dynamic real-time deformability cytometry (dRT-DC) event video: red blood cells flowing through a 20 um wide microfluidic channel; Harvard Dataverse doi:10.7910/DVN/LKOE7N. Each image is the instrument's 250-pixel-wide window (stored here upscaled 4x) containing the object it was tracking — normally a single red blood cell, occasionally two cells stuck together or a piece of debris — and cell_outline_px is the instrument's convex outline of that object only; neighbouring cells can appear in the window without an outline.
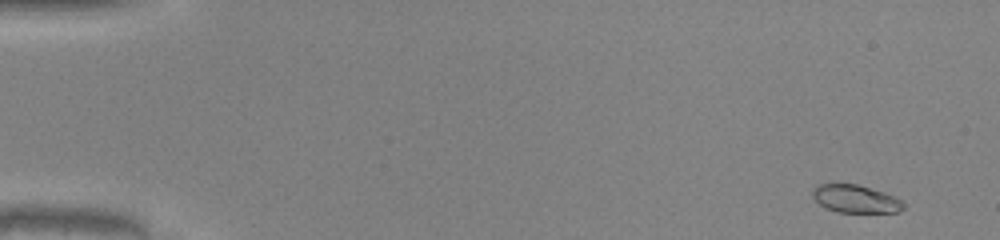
{"species": "common noctule bat (a hibernating species)", "species_latin": "Nyctalus noctula", "temperature_condition": "warm", "stored_images_in_passage": 50, "camera_frame_rate_fps": 3000, "um_per_image_px": 0.085, "animal": {"sex": "male", "body_mass_g": 20.0, "forearm_length_mm": 53.3}, "frame": {"image": 1, "passage_image": 2, "time_ms": 0.333, "image_size_px": [1000, 240], "cell_outline_px": [[904, 208], [900, 212], [836, 212], [824, 208], [812, 196], [812, 188], [816, 184], [856, 184], [884, 192], [900, 200], [904, 204]], "centroid_in_image_um": [72.68, 16.91], "position_along_channel_um": 12.3, "area_um2": 14.74}}
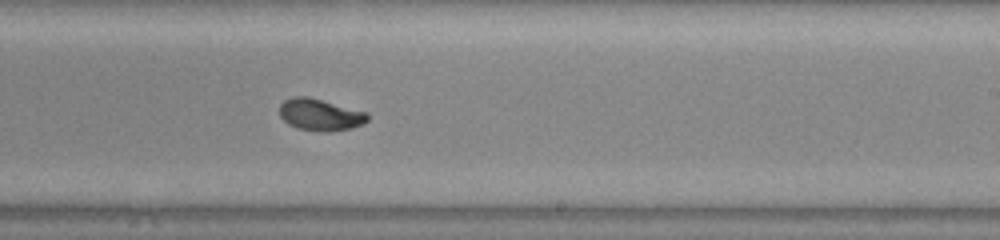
{"frame": {"image": 2, "passage_image": 31, "time_ms": 10.0, "image_size_px": [1000, 240], "cell_outline_px": [[368, 120], [364, 124], [352, 128], [328, 132], [324, 132], [296, 128], [288, 124], [280, 116], [280, 104], [284, 100], [292, 96], [308, 96], [368, 112]], "centroid_in_image_um": [27.22, 9.75], "position_along_channel_um": 261.8, "area_um2": 16.53}}
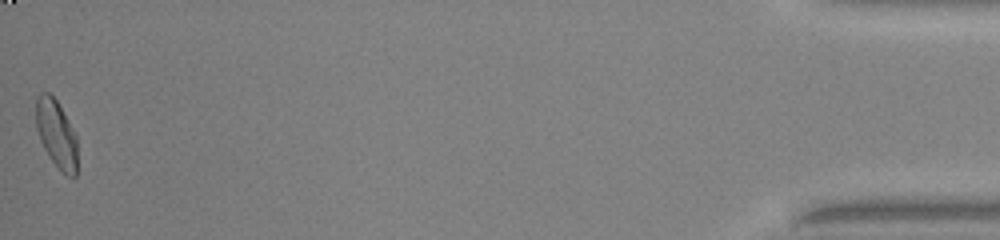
{"frame": {"image": 3, "passage_image": 50, "time_ms": 16.333, "image_size_px": [1000, 240], "cell_outline_px": [[76, 176], [68, 176], [48, 156], [40, 140], [36, 128], [36, 96], [40, 92], [48, 92], [56, 100], [72, 128], [76, 136]], "centroid_in_image_um": [4.76, 11.34], "position_along_channel_um": 430.4, "area_um2": 16.01}, "authors_computed_cell_mechanics": {"area_um2": 16.0106, "velocity_mm_per_s": 4.1061, "shape_relaxation_time_tau1_ms": 2.4021, "shape_relaxation_time_tau2_ms": 1.1415, "deformation_change_tau1": 0.1424, "deformation_change_tau2": 0.0518}}